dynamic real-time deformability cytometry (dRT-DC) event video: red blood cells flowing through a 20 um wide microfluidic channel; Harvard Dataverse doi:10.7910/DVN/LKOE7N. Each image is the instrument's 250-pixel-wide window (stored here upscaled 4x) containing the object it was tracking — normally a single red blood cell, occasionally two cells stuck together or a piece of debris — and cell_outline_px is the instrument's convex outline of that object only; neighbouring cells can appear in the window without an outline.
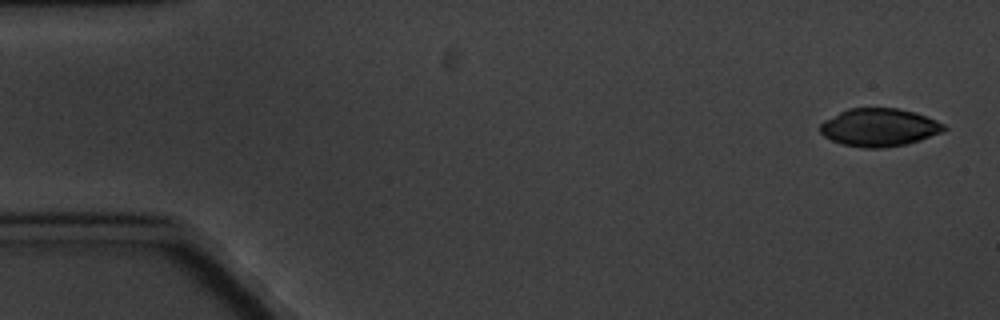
{"species": "common noctule bat (a hibernating species)", "species_latin": "Nyctalus noctula", "temperature_condition": "cold", "stored_images_in_passage": 9, "camera_frame_rate_fps": 3000, "um_per_image_px": 0.085, "animal": {"sex": "male", "body_mass_g": 20.1, "forearm_length_mm": 53.5}, "frame": {"image": 1, "passage_image": 1, "time_ms": 0.0, "image_size_px": [1000, 320], "cell_outline_px": [[948, 128], [940, 132], [920, 140], [904, 144], [884, 148], [864, 148], [840, 144], [824, 136], [820, 132], [820, 124], [824, 120], [848, 108], [896, 108], [916, 112], [936, 120], [944, 124]], "centroid_in_image_um": [74.71, 10.83], "position_along_channel_um": 10.3, "area_um2": 27.34}}
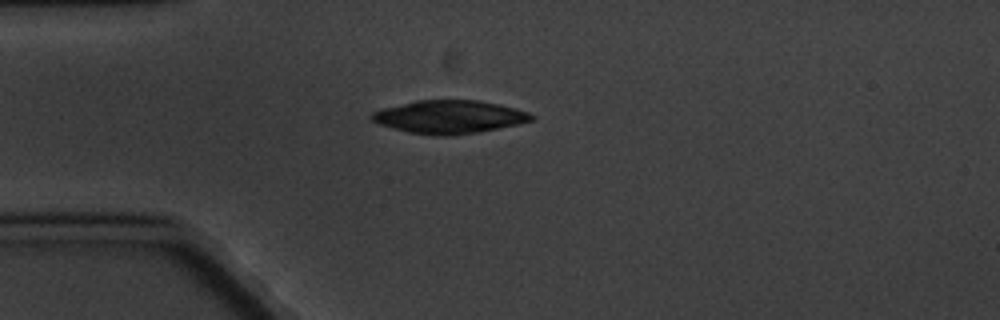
{"frame": {"image": 2, "passage_image": 4, "time_ms": 4.333, "image_size_px": [1000, 320], "cell_outline_px": [[536, 116], [532, 120], [516, 124], [476, 132], [448, 136], [436, 136], [408, 132], [392, 128], [380, 124], [372, 120], [368, 116], [372, 112], [380, 108], [416, 100], [480, 100], [500, 104], [516, 108], [528, 112]], "centroid_in_image_um": [38.14, 9.92], "position_along_channel_um": 46.9, "area_um2": 30.87}}